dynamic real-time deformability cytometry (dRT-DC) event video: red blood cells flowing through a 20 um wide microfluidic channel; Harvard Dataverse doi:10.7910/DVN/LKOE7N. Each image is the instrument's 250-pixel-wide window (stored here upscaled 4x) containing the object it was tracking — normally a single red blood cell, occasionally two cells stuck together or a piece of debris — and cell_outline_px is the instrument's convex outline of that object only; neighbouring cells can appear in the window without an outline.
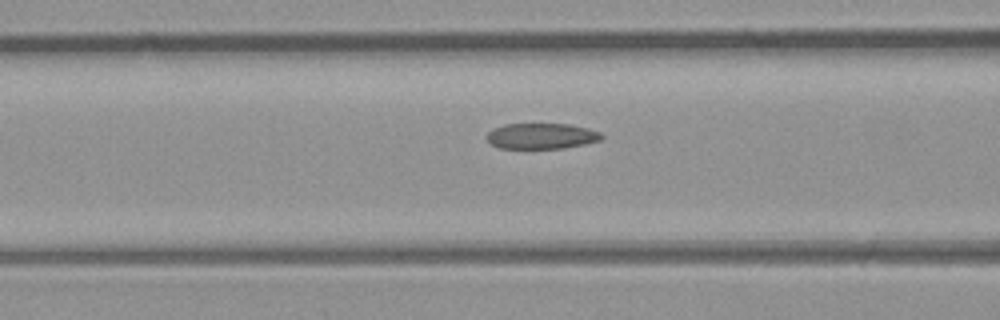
{"species": "common noctule bat (a hibernating species)", "species_latin": "Nyctalus noctula", "temperature_condition": "room temperature", "stored_images_in_passage": 14, "camera_frame_rate_fps": 3000, "um_per_image_px": 0.085, "animal": {"sex": "male", "body_mass_g": 23.1, "forearm_length_mm": 52.7}, "frame": {"image": 1, "passage_image": 12, "time_ms": 3.667, "image_size_px": [1000, 320], "cell_outline_px": [[604, 136], [600, 140], [584, 144], [564, 148], [500, 148], [492, 144], [484, 136], [492, 128], [504, 124], [568, 124], [588, 128], [600, 132]], "centroid_in_image_um": [46.0, 11.56], "position_along_channel_um": 120.6, "area_um2": 17.22}}